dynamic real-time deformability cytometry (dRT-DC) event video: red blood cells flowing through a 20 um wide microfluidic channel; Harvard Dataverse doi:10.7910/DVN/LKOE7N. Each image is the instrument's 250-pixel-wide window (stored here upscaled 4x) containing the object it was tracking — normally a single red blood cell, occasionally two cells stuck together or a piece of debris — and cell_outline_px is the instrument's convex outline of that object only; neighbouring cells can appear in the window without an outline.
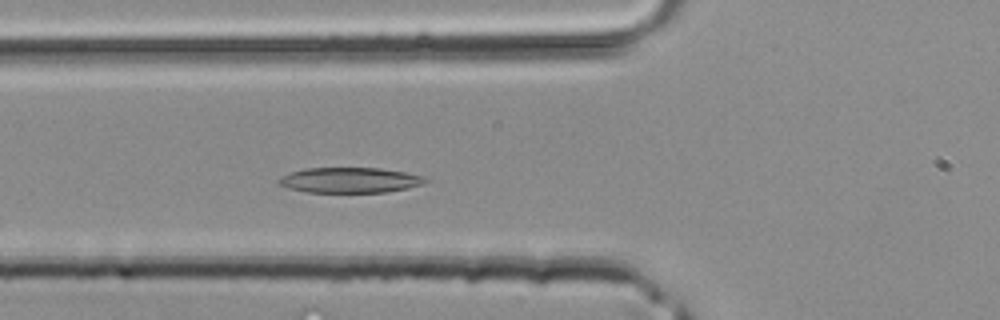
{"species": "common noctule bat (a hibernating species)", "species_latin": "Nyctalus noctula", "temperature_condition": "room temperature", "stored_images_in_passage": 33, "camera_frame_rate_fps": 3000, "um_per_image_px": 0.085, "animal": {"sex": "male", "body_mass_g": 20.4}, "frame": {"image": 1, "passage_image": 7, "time_ms": 2.0, "image_size_px": [1000, 320], "cell_outline_px": [[428, 180], [420, 184], [408, 188], [388, 192], [304, 192], [288, 188], [280, 184], [276, 180], [280, 176], [288, 172], [304, 168], [380, 168], [404, 172], [424, 176]], "centroid_in_image_um": [29.68, 15.31], "position_along_channel_um": 96.1, "area_um2": 21.73}}
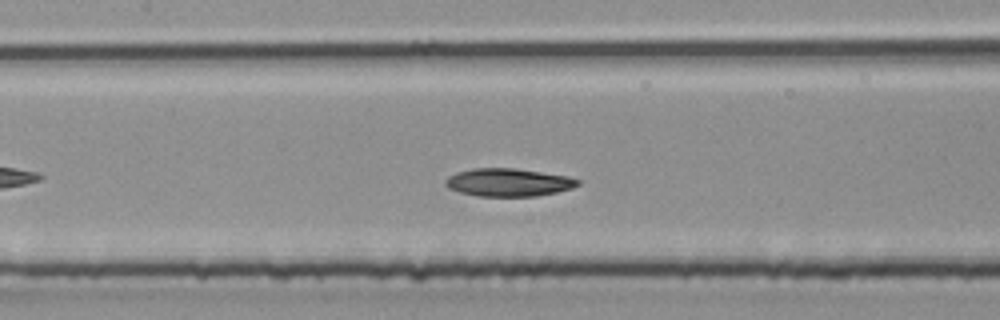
{"frame": {"image": 2, "passage_image": 11, "time_ms": 3.333, "image_size_px": [1000, 320], "cell_outline_px": [[580, 184], [572, 188], [556, 192], [536, 196], [476, 196], [460, 192], [448, 188], [444, 184], [444, 180], [448, 176], [456, 172], [472, 168], [512, 168], [568, 176], [580, 180]], "centroid_in_image_um": [43.18, 15.5], "position_along_channel_um": 164.2, "area_um2": 21.56}}
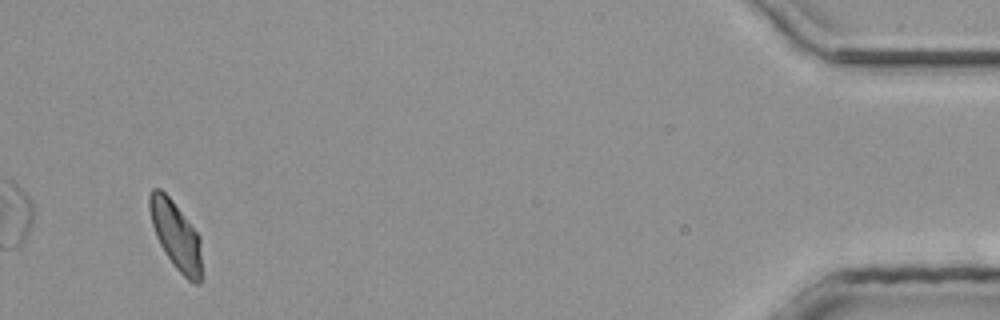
{"frame": {"image": 3, "passage_image": 31, "time_ms": 10.0, "image_size_px": [1000, 320], "cell_outline_px": [[200, 284], [196, 284], [188, 280], [172, 264], [164, 252], [156, 236], [152, 224], [148, 208], [148, 196], [152, 188], [160, 188], [172, 200], [200, 236]], "centroid_in_image_um": [14.91, 19.97], "position_along_channel_um": 420.3, "area_um2": 20.52}}